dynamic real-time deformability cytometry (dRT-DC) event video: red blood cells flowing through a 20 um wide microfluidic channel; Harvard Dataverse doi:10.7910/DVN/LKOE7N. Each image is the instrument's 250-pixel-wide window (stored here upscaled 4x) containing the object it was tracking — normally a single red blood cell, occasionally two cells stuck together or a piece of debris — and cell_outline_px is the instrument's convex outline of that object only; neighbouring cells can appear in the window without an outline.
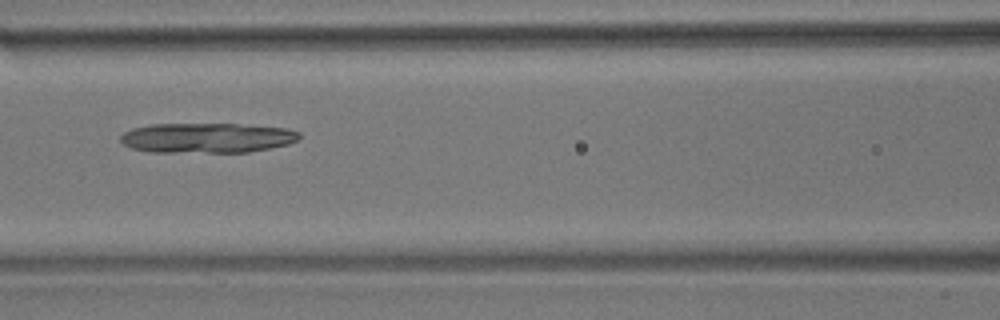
{"species": "common noctule bat (a hibernating species)", "species_latin": "Nyctalus noctula", "temperature_condition": "room temperature", "stored_images_in_passage": 7, "camera_frame_rate_fps": 3000, "um_per_image_px": 0.085, "animal": {"sex": "male", "body_mass_g": 17.9}, "frame": {"image": 1, "passage_image": 6, "time_ms": 6.667, "image_size_px": [1000, 320], "cell_outline_px": [[300, 136], [296, 140], [288, 144], [248, 152], [148, 152], [132, 148], [124, 144], [120, 140], [120, 136], [124, 132], [132, 128], [152, 124], [236, 124], [288, 128], [300, 132]], "centroid_in_image_um": [17.57, 11.72], "position_along_channel_um": 149.0, "area_um2": 31.21}}
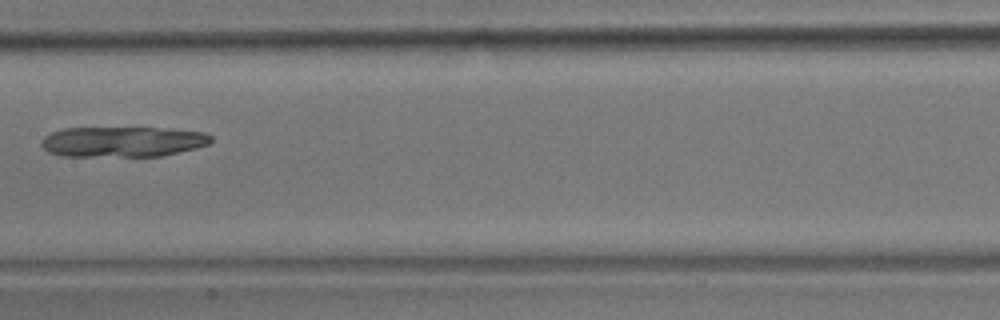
{"frame": {"image": 2, "passage_image": 7, "time_ms": 8.0, "image_size_px": [1000, 320], "cell_outline_px": [[212, 140], [208, 144], [196, 148], [160, 156], [60, 156], [48, 152], [40, 144], [40, 140], [44, 136], [52, 132], [64, 128], [172, 128], [204, 132], [212, 136]], "centroid_in_image_um": [10.41, 12.04], "position_along_channel_um": 197.0, "area_um2": 30.23}}